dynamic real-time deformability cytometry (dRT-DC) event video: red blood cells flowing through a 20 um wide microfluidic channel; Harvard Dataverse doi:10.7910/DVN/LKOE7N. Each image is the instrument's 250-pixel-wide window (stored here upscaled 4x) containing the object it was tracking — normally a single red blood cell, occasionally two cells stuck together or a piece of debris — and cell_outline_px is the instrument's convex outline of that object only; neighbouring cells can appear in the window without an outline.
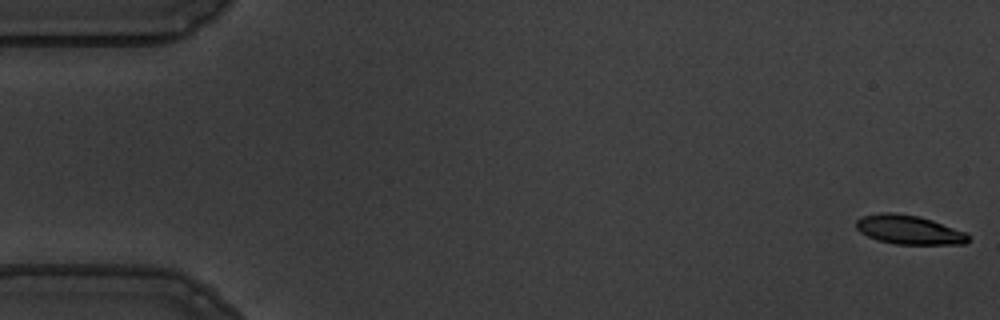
{"species": "common noctule bat (a hibernating species)", "species_latin": "Nyctalus noctula", "temperature_condition": "warm", "stored_images_in_passage": 55, "camera_frame_rate_fps": 3000, "um_per_image_px": 0.085, "animal": {"sex": "male", "body_mass_g": 19.5, "forearm_length_mm": 54.6}, "frame": {"image": 1, "passage_image": 1, "time_ms": 0.0, "image_size_px": [1000, 320], "cell_outline_px": [[968, 240], [964, 244], [896, 244], [876, 240], [860, 232], [856, 228], [856, 220], [864, 216], [884, 212], [892, 212], [920, 216], [968, 232]], "centroid_in_image_um": [77.27, 19.53], "position_along_channel_um": 7.7, "area_um2": 19.02}}
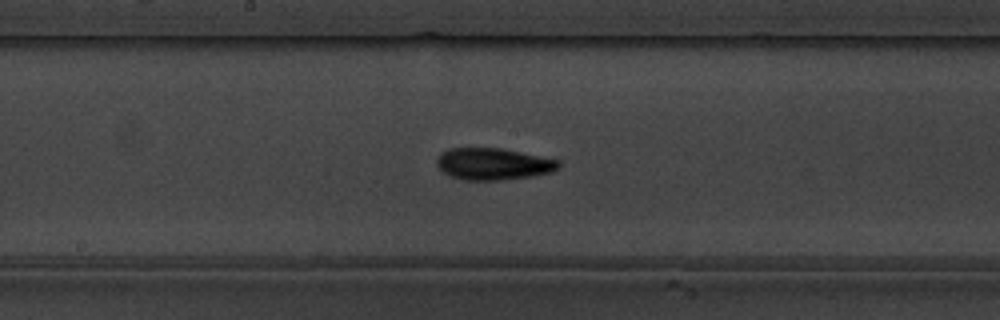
{"frame": {"image": 2, "passage_image": 29, "time_ms": 9.333, "image_size_px": [1000, 320], "cell_outline_px": [[560, 168], [552, 172], [532, 176], [500, 180], [464, 180], [452, 176], [444, 172], [436, 164], [436, 160], [440, 152], [448, 148], [500, 148], [560, 160]], "centroid_in_image_um": [41.93, 13.93], "position_along_channel_um": 206.3, "area_um2": 22.6}}
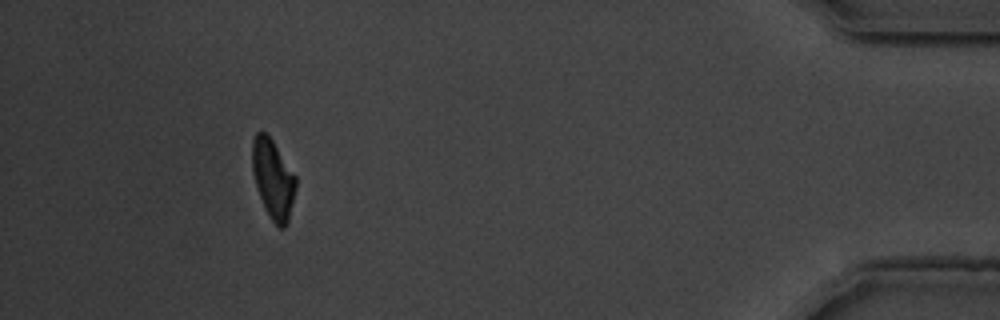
{"frame": {"image": 3, "passage_image": 51, "time_ms": 16.667, "image_size_px": [1000, 320], "cell_outline_px": [[296, 188], [288, 220], [284, 228], [280, 228], [272, 220], [260, 196], [252, 172], [252, 140], [256, 132], [264, 132], [272, 140], [296, 176]], "centroid_in_image_um": [23.21, 15.18], "position_along_channel_um": 412.0, "area_um2": 19.65}, "authors_computed_cell_mechanics": {"area_um2": 20.8658, "velocity_mm_per_s": 3.6398, "shape_relaxation_time_tau1_ms": 3.1775, "shape_relaxation_time_tau2_ms": 5.6045, "deformation_change_tau1": 0.1534, "deformation_change_tau2": 0.1487}}